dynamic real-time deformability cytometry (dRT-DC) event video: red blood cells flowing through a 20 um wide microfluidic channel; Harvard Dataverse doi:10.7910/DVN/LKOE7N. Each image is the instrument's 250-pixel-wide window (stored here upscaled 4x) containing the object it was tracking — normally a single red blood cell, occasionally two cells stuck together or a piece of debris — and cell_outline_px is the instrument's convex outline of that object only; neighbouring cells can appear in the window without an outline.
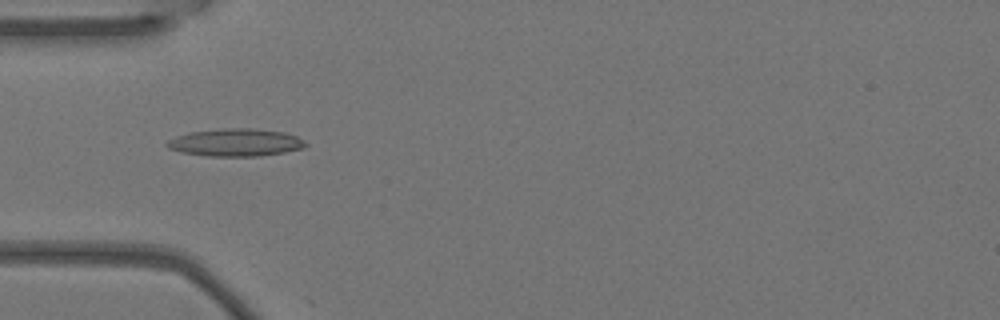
{"species": "Egyptian fruit bat (a non-hibernating species)", "species_latin": "Rousettus aegyptiacus", "temperature_condition": "warm", "stored_images_in_passage": 6, "camera_frame_rate_fps": 3000, "um_per_image_px": 0.085, "animal": {"sex": "female"}, "frame": {"image": 1, "passage_image": 4, "time_ms": 1.0, "image_size_px": [1000, 320], "cell_outline_px": [[308, 144], [304, 148], [284, 152], [260, 156], [208, 156], [180, 152], [168, 148], [164, 144], [168, 140], [176, 136], [192, 132], [220, 128], [252, 128], [284, 132], [296, 136], [304, 140]], "centroid_in_image_um": [20.03, 12.11], "position_along_channel_um": 65.0, "area_um2": 22.37}}
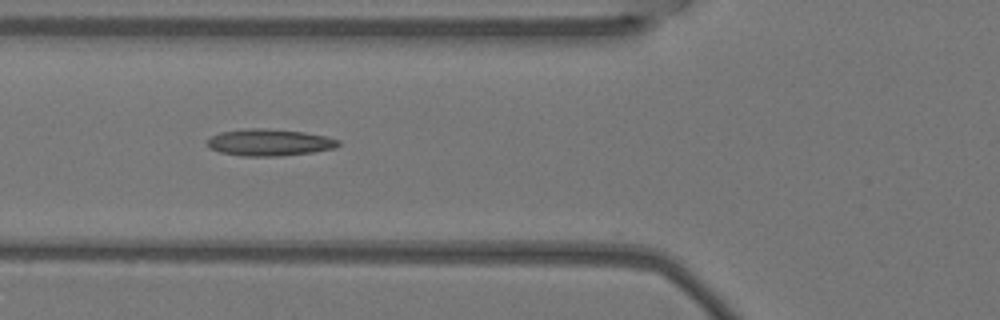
{"frame": {"image": 2, "passage_image": 5, "time_ms": 1.333, "image_size_px": [1000, 320], "cell_outline_px": [[340, 144], [336, 148], [312, 152], [280, 156], [244, 156], [220, 152], [208, 148], [204, 144], [204, 140], [220, 132], [248, 128], [264, 128], [304, 132], [328, 136], [340, 140]], "centroid_in_image_um": [22.87, 12.1], "position_along_channel_um": 102.9, "area_um2": 20.75}}
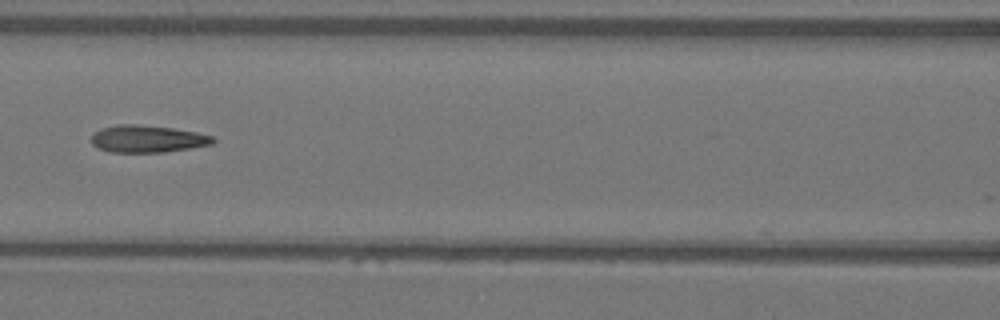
{"frame": {"image": 3, "passage_image": 6, "time_ms": 1.667, "image_size_px": [1000, 320], "cell_outline_px": [[216, 140], [212, 144], [164, 152], [108, 152], [96, 148], [92, 144], [92, 132], [100, 128], [116, 124], [136, 124], [172, 128], [196, 132], [212, 136]], "centroid_in_image_um": [12.46, 11.8], "position_along_channel_um": 154.1, "area_um2": 19.36}}